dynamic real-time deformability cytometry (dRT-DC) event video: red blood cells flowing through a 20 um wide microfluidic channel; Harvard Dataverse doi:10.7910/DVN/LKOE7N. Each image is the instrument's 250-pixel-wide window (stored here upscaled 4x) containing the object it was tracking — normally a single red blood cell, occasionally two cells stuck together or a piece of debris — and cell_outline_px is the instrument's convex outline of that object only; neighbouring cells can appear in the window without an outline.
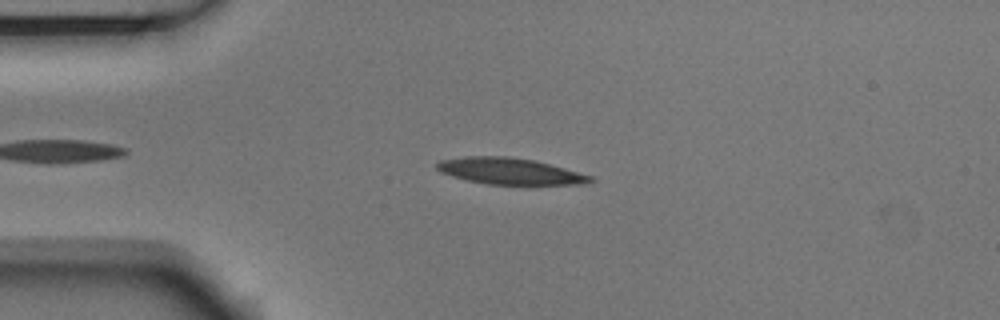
{"species": "Egyptian fruit bat (a non-hibernating species)", "species_latin": "Rousettus aegyptiacus", "temperature_condition": "room temperature", "stored_images_in_passage": 43, "camera_frame_rate_fps": 3000, "um_per_image_px": 0.085, "animal": {"sex": "male"}, "frame": {"image": 1, "passage_image": 6, "time_ms": 1.667, "image_size_px": [1000, 320], "cell_outline_px": [[596, 180], [580, 184], [488, 184], [468, 180], [452, 176], [440, 172], [436, 168], [436, 164], [440, 160], [464, 156], [508, 156], [536, 160], [592, 176]], "centroid_in_image_um": [43.3, 14.53], "position_along_channel_um": 41.7, "area_um2": 23.47}}
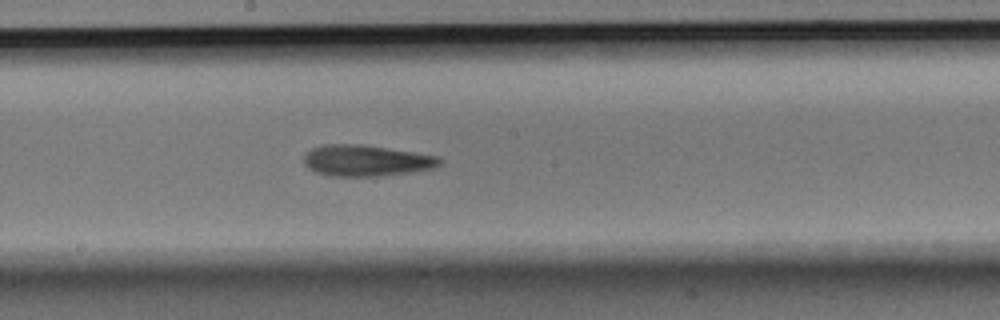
{"frame": {"image": 2, "passage_image": 22, "time_ms": 7.0, "image_size_px": [1000, 320], "cell_outline_px": [[444, 160], [440, 164], [432, 168], [412, 172], [376, 176], [332, 176], [316, 172], [308, 168], [304, 164], [304, 156], [312, 148], [324, 144], [364, 144], [440, 156]], "centroid_in_image_um": [31.15, 13.64], "position_along_channel_um": 217.1, "area_um2": 24.8}}
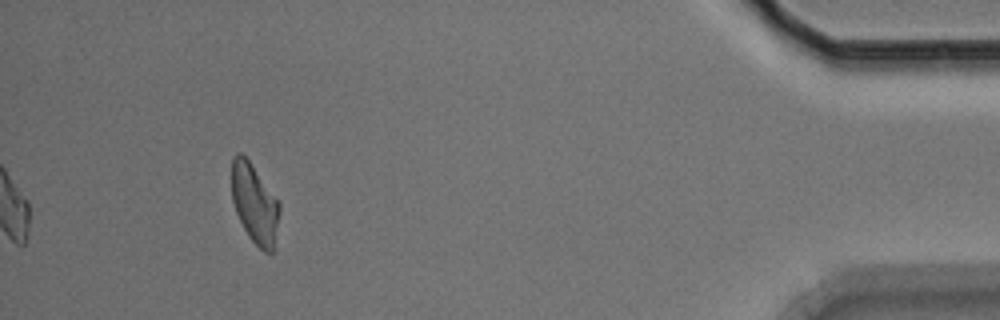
{"frame": {"image": 3, "passage_image": 43, "time_ms": 14.0, "image_size_px": [1000, 320], "cell_outline_px": [[280, 212], [272, 252], [264, 252], [248, 236], [236, 212], [232, 200], [232, 160], [236, 152], [240, 152], [248, 160], [280, 200]], "centroid_in_image_um": [21.65, 17.28], "position_along_channel_um": 413.5, "area_um2": 22.02}, "authors_computed_cell_mechanics": {"area_um2": 23.4668, "velocity_mm_per_s": 3.7145, "shape_relaxation_time_tau1_ms": 4.7426, "shape_relaxation_time_tau2_ms": 5.5067, "deformation_change_tau1": 0.1726, "deformation_change_tau2": 0.1702}}